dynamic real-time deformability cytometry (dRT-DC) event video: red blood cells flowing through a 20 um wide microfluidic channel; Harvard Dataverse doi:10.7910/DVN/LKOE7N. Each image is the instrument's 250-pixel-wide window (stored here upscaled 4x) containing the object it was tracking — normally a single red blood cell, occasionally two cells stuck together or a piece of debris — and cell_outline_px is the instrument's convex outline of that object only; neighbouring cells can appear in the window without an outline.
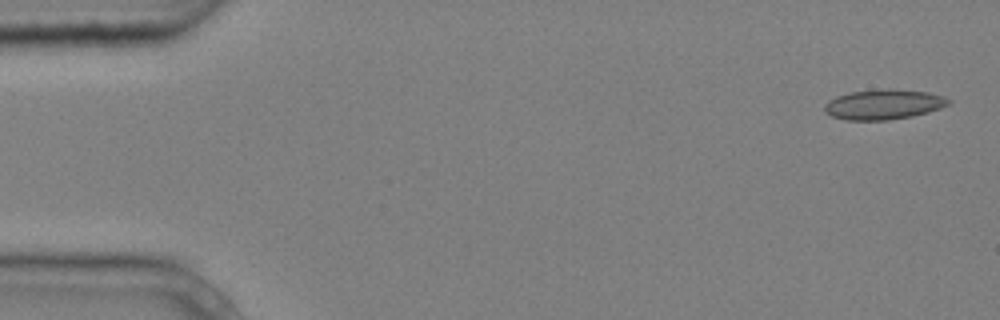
{"species": "common noctule bat (a hibernating species)", "species_latin": "Nyctalus noctula", "temperature_condition": "cold", "stored_images_in_passage": 6, "camera_frame_rate_fps": 3000, "um_per_image_px": 0.085, "animal": {"sex": "male", "body_mass_g": 20.4}, "frame": {"image": 1, "passage_image": 1, "time_ms": 0.0, "image_size_px": [1000, 320], "cell_outline_px": [[952, 100], [948, 104], [940, 108], [928, 112], [912, 116], [888, 120], [844, 120], [832, 116], [824, 112], [824, 104], [828, 100], [836, 96], [848, 92], [888, 88], [892, 88], [928, 92], [944, 96]], "centroid_in_image_um": [75.08, 8.87], "position_along_channel_um": 9.9, "area_um2": 21.96}}
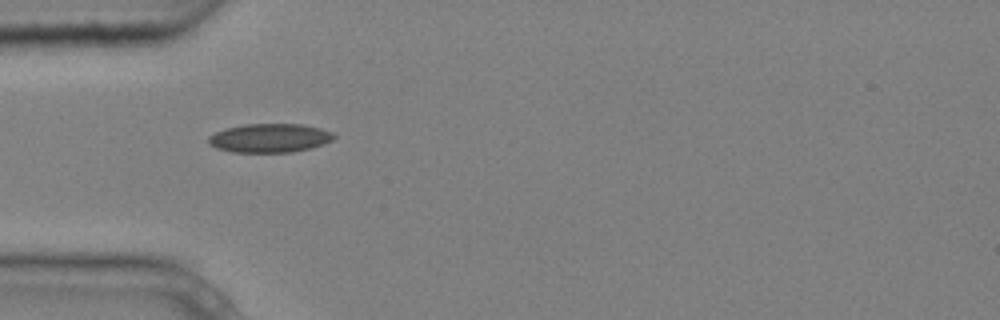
{"frame": {"image": 2, "passage_image": 5, "time_ms": 1.333, "image_size_px": [1000, 320], "cell_outline_px": [[336, 136], [332, 140], [312, 148], [292, 152], [232, 152], [216, 148], [208, 144], [208, 136], [224, 128], [244, 124], [304, 124], [320, 128], [332, 132]], "centroid_in_image_um": [22.91, 11.73], "position_along_channel_um": 62.1, "area_um2": 21.21}}
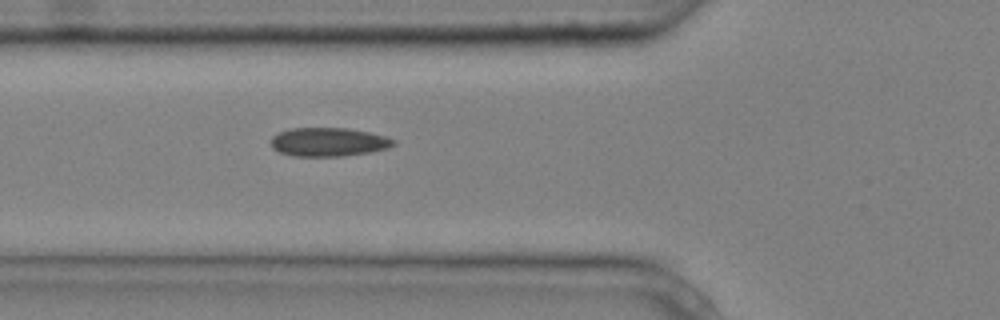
{"frame": {"image": 3, "passage_image": 6, "time_ms": 1.667, "image_size_px": [1000, 320], "cell_outline_px": [[396, 144], [388, 148], [368, 152], [344, 156], [292, 156], [280, 152], [272, 148], [272, 136], [288, 128], [348, 128], [368, 132], [384, 136], [396, 140]], "centroid_in_image_um": [27.92, 12.07], "position_along_channel_um": 97.9, "area_um2": 20.46}}